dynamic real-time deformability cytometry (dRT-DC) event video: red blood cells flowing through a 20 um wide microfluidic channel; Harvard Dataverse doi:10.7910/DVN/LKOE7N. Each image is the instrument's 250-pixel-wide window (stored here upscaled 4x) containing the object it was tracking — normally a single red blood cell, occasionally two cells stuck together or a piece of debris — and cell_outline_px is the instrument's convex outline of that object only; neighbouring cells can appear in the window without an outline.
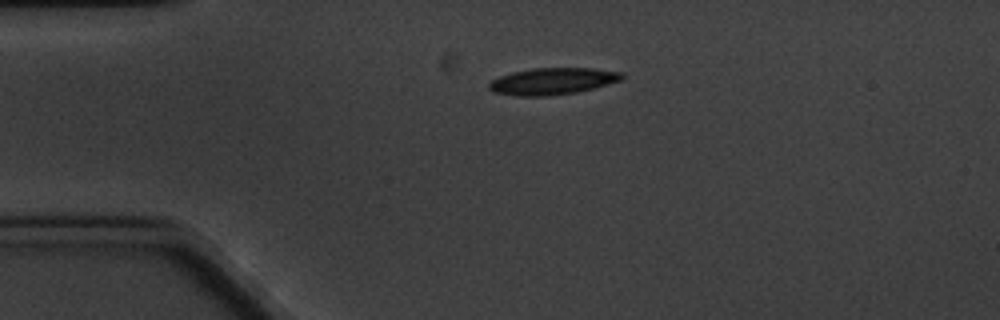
{"species": "common noctule bat (a hibernating species)", "species_latin": "Nyctalus noctula", "temperature_condition": "cold", "stored_images_in_passage": 2, "camera_frame_rate_fps": 3000, "um_per_image_px": 0.085, "animal": {"sex": "male", "body_mass_g": 20.1, "forearm_length_mm": 53.5}, "frame": {"image": 1, "passage_image": 1, "time_ms": 0.0, "image_size_px": [1000, 320], "cell_outline_px": [[624, 76], [620, 80], [592, 88], [576, 92], [548, 96], [516, 96], [492, 92], [488, 88], [488, 84], [492, 80], [500, 76], [512, 72], [532, 68], [592, 68], [620, 72]], "centroid_in_image_um": [46.9, 6.9], "position_along_channel_um": 38.1, "area_um2": 20.58}}